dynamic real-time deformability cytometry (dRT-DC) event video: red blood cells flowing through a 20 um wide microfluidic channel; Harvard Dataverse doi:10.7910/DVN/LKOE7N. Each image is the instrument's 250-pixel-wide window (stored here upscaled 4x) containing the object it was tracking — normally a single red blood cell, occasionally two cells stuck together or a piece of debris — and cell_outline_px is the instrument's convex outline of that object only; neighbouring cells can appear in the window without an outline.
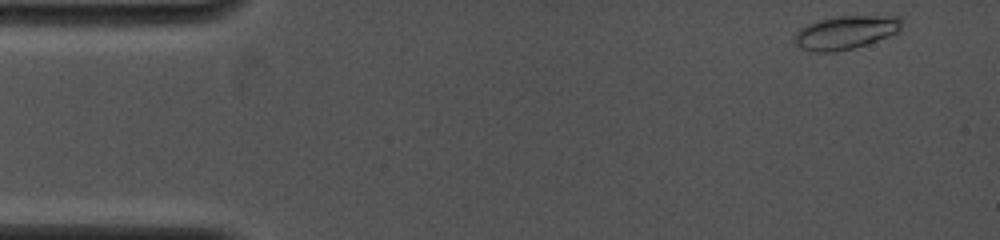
{"species": "common noctule bat (a hibernating species)", "species_latin": "Nyctalus noctula", "temperature_condition": "cold", "stored_images_in_passage": 11, "camera_frame_rate_fps": 4000, "um_per_image_px": 0.085, "animal": {"sex": "female", "body_mass_g": 19.0, "forearm_length_mm": 53.3}, "frame": {"image": 1, "passage_image": 1, "time_ms": 0.0, "image_size_px": [1000, 240], "cell_outline_px": [[904, 20], [900, 32], [852, 48], [832, 52], [816, 52], [800, 48], [796, 44], [796, 32], [800, 28], [808, 24], [820, 20], [836, 16], [900, 16]], "centroid_in_image_um": [71.92, 2.74], "position_along_channel_um": 13.1, "area_um2": 20.69}}
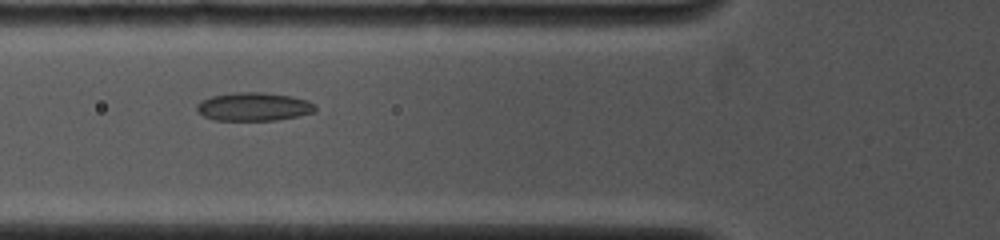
{"frame": {"image": 2, "passage_image": 8, "time_ms": 4.75, "image_size_px": [1000, 240], "cell_outline_px": [[316, 112], [276, 120], [212, 120], [196, 112], [196, 104], [212, 96], [232, 92], [264, 92], [292, 96], [308, 100], [316, 104]], "centroid_in_image_um": [21.58, 9.06], "position_along_channel_um": 104.2, "area_um2": 19.77}}
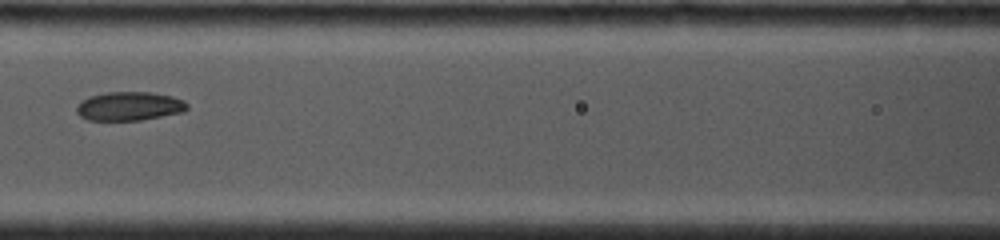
{"frame": {"image": 3, "passage_image": 10, "time_ms": 6.0, "image_size_px": [1000, 240], "cell_outline_px": [[188, 108], [184, 112], [140, 120], [88, 120], [80, 116], [76, 112], [76, 104], [80, 100], [88, 96], [104, 92], [152, 92], [172, 96], [184, 100], [188, 104]], "centroid_in_image_um": [10.97, 9.01], "position_along_channel_um": 155.6, "area_um2": 18.84}}